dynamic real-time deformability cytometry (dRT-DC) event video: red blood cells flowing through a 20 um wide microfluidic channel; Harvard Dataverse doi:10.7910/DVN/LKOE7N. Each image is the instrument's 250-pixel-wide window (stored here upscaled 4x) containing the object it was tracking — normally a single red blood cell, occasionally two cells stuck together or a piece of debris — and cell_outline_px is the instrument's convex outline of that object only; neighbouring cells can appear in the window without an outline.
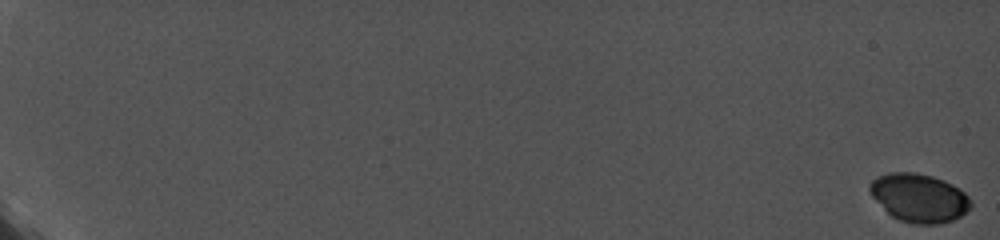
{"species": "common noctule bat (a hibernating species)", "species_latin": "Nyctalus noctula", "temperature_condition": "cold", "stored_images_in_passage": 30, "camera_frame_rate_fps": 5000, "um_per_image_px": 0.085, "animal": {"sex": "female", "body_mass_g": 19.0, "forearm_length_mm": 56.7}, "frame": {"image": 1, "passage_image": 1, "time_ms": 0.0, "image_size_px": [1000, 240], "cell_outline_px": [[972, 208], [960, 216], [952, 220], [940, 224], [912, 224], [900, 220], [892, 216], [872, 196], [868, 188], [868, 184], [876, 176], [888, 172], [916, 172], [932, 176], [944, 180], [960, 188], [972, 200]], "centroid_in_image_um": [78.14, 16.8], "position_along_channel_um": 6.9, "area_um2": 28.78}}
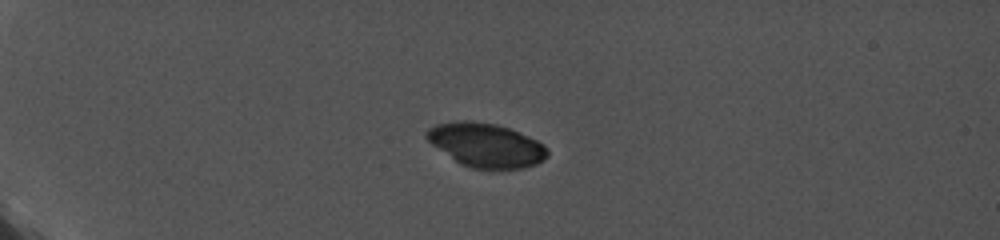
{"frame": {"image": 2, "passage_image": 23, "time_ms": 6.0, "image_size_px": [1000, 240], "cell_outline_px": [[548, 156], [544, 160], [536, 164], [524, 168], [472, 168], [460, 164], [432, 144], [424, 136], [424, 132], [428, 128], [436, 124], [456, 120], [472, 120], [496, 124], [508, 128], [528, 136], [544, 144], [548, 148]], "centroid_in_image_um": [41.3, 12.32], "position_along_channel_um": 43.7, "area_um2": 30.98}}